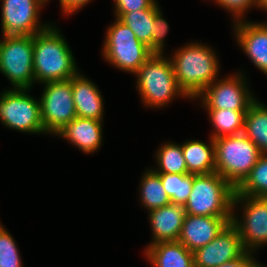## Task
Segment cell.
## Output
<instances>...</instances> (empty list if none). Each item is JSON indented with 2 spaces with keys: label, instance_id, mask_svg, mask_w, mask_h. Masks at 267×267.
Wrapping results in <instances>:
<instances>
[{
  "label": "cell",
  "instance_id": "obj_1",
  "mask_svg": "<svg viewBox=\"0 0 267 267\" xmlns=\"http://www.w3.org/2000/svg\"><path fill=\"white\" fill-rule=\"evenodd\" d=\"M216 53L206 43L192 41L170 55L178 86L190 100H195L219 78L220 62Z\"/></svg>",
  "mask_w": 267,
  "mask_h": 267
},
{
  "label": "cell",
  "instance_id": "obj_2",
  "mask_svg": "<svg viewBox=\"0 0 267 267\" xmlns=\"http://www.w3.org/2000/svg\"><path fill=\"white\" fill-rule=\"evenodd\" d=\"M35 83L71 79L79 72L76 59L63 33L51 23L33 35Z\"/></svg>",
  "mask_w": 267,
  "mask_h": 267
},
{
  "label": "cell",
  "instance_id": "obj_3",
  "mask_svg": "<svg viewBox=\"0 0 267 267\" xmlns=\"http://www.w3.org/2000/svg\"><path fill=\"white\" fill-rule=\"evenodd\" d=\"M168 55L153 54L134 74L143 106L165 108L176 97L189 98L179 88L172 61Z\"/></svg>",
  "mask_w": 267,
  "mask_h": 267
},
{
  "label": "cell",
  "instance_id": "obj_4",
  "mask_svg": "<svg viewBox=\"0 0 267 267\" xmlns=\"http://www.w3.org/2000/svg\"><path fill=\"white\" fill-rule=\"evenodd\" d=\"M235 188L217 172L193 174V186L184 205L185 214L232 216Z\"/></svg>",
  "mask_w": 267,
  "mask_h": 267
},
{
  "label": "cell",
  "instance_id": "obj_5",
  "mask_svg": "<svg viewBox=\"0 0 267 267\" xmlns=\"http://www.w3.org/2000/svg\"><path fill=\"white\" fill-rule=\"evenodd\" d=\"M213 140L215 172L236 188L250 173L262 153L243 133Z\"/></svg>",
  "mask_w": 267,
  "mask_h": 267
},
{
  "label": "cell",
  "instance_id": "obj_6",
  "mask_svg": "<svg viewBox=\"0 0 267 267\" xmlns=\"http://www.w3.org/2000/svg\"><path fill=\"white\" fill-rule=\"evenodd\" d=\"M115 19L105 30L103 59L114 68L134 75L153 53L128 26Z\"/></svg>",
  "mask_w": 267,
  "mask_h": 267
},
{
  "label": "cell",
  "instance_id": "obj_7",
  "mask_svg": "<svg viewBox=\"0 0 267 267\" xmlns=\"http://www.w3.org/2000/svg\"><path fill=\"white\" fill-rule=\"evenodd\" d=\"M31 89H4L0 94V121L4 127L22 133L42 134L44 131L40 102Z\"/></svg>",
  "mask_w": 267,
  "mask_h": 267
},
{
  "label": "cell",
  "instance_id": "obj_8",
  "mask_svg": "<svg viewBox=\"0 0 267 267\" xmlns=\"http://www.w3.org/2000/svg\"><path fill=\"white\" fill-rule=\"evenodd\" d=\"M33 36H2L0 41V72L12 89H32Z\"/></svg>",
  "mask_w": 267,
  "mask_h": 267
},
{
  "label": "cell",
  "instance_id": "obj_9",
  "mask_svg": "<svg viewBox=\"0 0 267 267\" xmlns=\"http://www.w3.org/2000/svg\"><path fill=\"white\" fill-rule=\"evenodd\" d=\"M238 207L243 212L240 218L235 211ZM232 223L239 231L245 251L255 254L267 244V198L234 195Z\"/></svg>",
  "mask_w": 267,
  "mask_h": 267
},
{
  "label": "cell",
  "instance_id": "obj_10",
  "mask_svg": "<svg viewBox=\"0 0 267 267\" xmlns=\"http://www.w3.org/2000/svg\"><path fill=\"white\" fill-rule=\"evenodd\" d=\"M242 72L216 79L195 98V101L201 100L200 106L204 109L247 111L256 97L250 91L246 74Z\"/></svg>",
  "mask_w": 267,
  "mask_h": 267
},
{
  "label": "cell",
  "instance_id": "obj_11",
  "mask_svg": "<svg viewBox=\"0 0 267 267\" xmlns=\"http://www.w3.org/2000/svg\"><path fill=\"white\" fill-rule=\"evenodd\" d=\"M42 85L44 89L39 102L44 131L55 136L77 117L72 95V78Z\"/></svg>",
  "mask_w": 267,
  "mask_h": 267
},
{
  "label": "cell",
  "instance_id": "obj_12",
  "mask_svg": "<svg viewBox=\"0 0 267 267\" xmlns=\"http://www.w3.org/2000/svg\"><path fill=\"white\" fill-rule=\"evenodd\" d=\"M2 36H33L51 23H41L39 0H0Z\"/></svg>",
  "mask_w": 267,
  "mask_h": 267
},
{
  "label": "cell",
  "instance_id": "obj_13",
  "mask_svg": "<svg viewBox=\"0 0 267 267\" xmlns=\"http://www.w3.org/2000/svg\"><path fill=\"white\" fill-rule=\"evenodd\" d=\"M237 227L229 222L207 245L193 252L195 267H218L245 253Z\"/></svg>",
  "mask_w": 267,
  "mask_h": 267
},
{
  "label": "cell",
  "instance_id": "obj_14",
  "mask_svg": "<svg viewBox=\"0 0 267 267\" xmlns=\"http://www.w3.org/2000/svg\"><path fill=\"white\" fill-rule=\"evenodd\" d=\"M234 38L250 61L267 77V22H233Z\"/></svg>",
  "mask_w": 267,
  "mask_h": 267
},
{
  "label": "cell",
  "instance_id": "obj_15",
  "mask_svg": "<svg viewBox=\"0 0 267 267\" xmlns=\"http://www.w3.org/2000/svg\"><path fill=\"white\" fill-rule=\"evenodd\" d=\"M229 222H232V216L185 214L178 241L194 252L216 238Z\"/></svg>",
  "mask_w": 267,
  "mask_h": 267
},
{
  "label": "cell",
  "instance_id": "obj_16",
  "mask_svg": "<svg viewBox=\"0 0 267 267\" xmlns=\"http://www.w3.org/2000/svg\"><path fill=\"white\" fill-rule=\"evenodd\" d=\"M103 121L94 119L74 118L56 135L67 140L84 154H93L98 151L103 142Z\"/></svg>",
  "mask_w": 267,
  "mask_h": 267
},
{
  "label": "cell",
  "instance_id": "obj_17",
  "mask_svg": "<svg viewBox=\"0 0 267 267\" xmlns=\"http://www.w3.org/2000/svg\"><path fill=\"white\" fill-rule=\"evenodd\" d=\"M152 239L147 246L168 241H178L185 216L184 205L172 204L148 212Z\"/></svg>",
  "mask_w": 267,
  "mask_h": 267
},
{
  "label": "cell",
  "instance_id": "obj_18",
  "mask_svg": "<svg viewBox=\"0 0 267 267\" xmlns=\"http://www.w3.org/2000/svg\"><path fill=\"white\" fill-rule=\"evenodd\" d=\"M96 83L85 77L80 71L72 77V95L76 116L103 121V96Z\"/></svg>",
  "mask_w": 267,
  "mask_h": 267
},
{
  "label": "cell",
  "instance_id": "obj_19",
  "mask_svg": "<svg viewBox=\"0 0 267 267\" xmlns=\"http://www.w3.org/2000/svg\"><path fill=\"white\" fill-rule=\"evenodd\" d=\"M152 267H195L193 252L179 241L158 242L144 249Z\"/></svg>",
  "mask_w": 267,
  "mask_h": 267
},
{
  "label": "cell",
  "instance_id": "obj_20",
  "mask_svg": "<svg viewBox=\"0 0 267 267\" xmlns=\"http://www.w3.org/2000/svg\"><path fill=\"white\" fill-rule=\"evenodd\" d=\"M208 144L201 140L182 142V151L189 174H210L215 172V144L209 137Z\"/></svg>",
  "mask_w": 267,
  "mask_h": 267
},
{
  "label": "cell",
  "instance_id": "obj_21",
  "mask_svg": "<svg viewBox=\"0 0 267 267\" xmlns=\"http://www.w3.org/2000/svg\"><path fill=\"white\" fill-rule=\"evenodd\" d=\"M262 154H267V106L256 99L248 108L242 132Z\"/></svg>",
  "mask_w": 267,
  "mask_h": 267
},
{
  "label": "cell",
  "instance_id": "obj_22",
  "mask_svg": "<svg viewBox=\"0 0 267 267\" xmlns=\"http://www.w3.org/2000/svg\"><path fill=\"white\" fill-rule=\"evenodd\" d=\"M214 128L209 137L217 139L223 136L238 135L243 132L247 111L231 109H205Z\"/></svg>",
  "mask_w": 267,
  "mask_h": 267
},
{
  "label": "cell",
  "instance_id": "obj_23",
  "mask_svg": "<svg viewBox=\"0 0 267 267\" xmlns=\"http://www.w3.org/2000/svg\"><path fill=\"white\" fill-rule=\"evenodd\" d=\"M160 8L158 1H156L148 9L124 13L119 18V20L128 26L134 32L137 39L144 43L151 52L154 16Z\"/></svg>",
  "mask_w": 267,
  "mask_h": 267
},
{
  "label": "cell",
  "instance_id": "obj_24",
  "mask_svg": "<svg viewBox=\"0 0 267 267\" xmlns=\"http://www.w3.org/2000/svg\"><path fill=\"white\" fill-rule=\"evenodd\" d=\"M138 192H140L139 201L148 212L171 203L160 176L150 168L145 169L143 175H141Z\"/></svg>",
  "mask_w": 267,
  "mask_h": 267
},
{
  "label": "cell",
  "instance_id": "obj_25",
  "mask_svg": "<svg viewBox=\"0 0 267 267\" xmlns=\"http://www.w3.org/2000/svg\"><path fill=\"white\" fill-rule=\"evenodd\" d=\"M157 167L151 168L155 173L188 174L182 145L174 142H165L155 153Z\"/></svg>",
  "mask_w": 267,
  "mask_h": 267
},
{
  "label": "cell",
  "instance_id": "obj_26",
  "mask_svg": "<svg viewBox=\"0 0 267 267\" xmlns=\"http://www.w3.org/2000/svg\"><path fill=\"white\" fill-rule=\"evenodd\" d=\"M234 195L267 198V154H262L250 173L235 188Z\"/></svg>",
  "mask_w": 267,
  "mask_h": 267
},
{
  "label": "cell",
  "instance_id": "obj_27",
  "mask_svg": "<svg viewBox=\"0 0 267 267\" xmlns=\"http://www.w3.org/2000/svg\"><path fill=\"white\" fill-rule=\"evenodd\" d=\"M172 204L185 205L193 186V174L157 173Z\"/></svg>",
  "mask_w": 267,
  "mask_h": 267
},
{
  "label": "cell",
  "instance_id": "obj_28",
  "mask_svg": "<svg viewBox=\"0 0 267 267\" xmlns=\"http://www.w3.org/2000/svg\"><path fill=\"white\" fill-rule=\"evenodd\" d=\"M20 251L14 237L1 225L0 227V267H23Z\"/></svg>",
  "mask_w": 267,
  "mask_h": 267
},
{
  "label": "cell",
  "instance_id": "obj_29",
  "mask_svg": "<svg viewBox=\"0 0 267 267\" xmlns=\"http://www.w3.org/2000/svg\"><path fill=\"white\" fill-rule=\"evenodd\" d=\"M160 8L154 16V29L152 36V53L153 54H164L165 52V36L169 31V24L164 18ZM165 46V47H164Z\"/></svg>",
  "mask_w": 267,
  "mask_h": 267
},
{
  "label": "cell",
  "instance_id": "obj_30",
  "mask_svg": "<svg viewBox=\"0 0 267 267\" xmlns=\"http://www.w3.org/2000/svg\"><path fill=\"white\" fill-rule=\"evenodd\" d=\"M219 5L222 9L228 11L231 18H234L232 22L238 20H244L245 14L253 9L257 8L258 0H212ZM253 7V8H252ZM251 8V9H250Z\"/></svg>",
  "mask_w": 267,
  "mask_h": 267
},
{
  "label": "cell",
  "instance_id": "obj_31",
  "mask_svg": "<svg viewBox=\"0 0 267 267\" xmlns=\"http://www.w3.org/2000/svg\"><path fill=\"white\" fill-rule=\"evenodd\" d=\"M157 0H114V15L119 19L124 13L148 9Z\"/></svg>",
  "mask_w": 267,
  "mask_h": 267
},
{
  "label": "cell",
  "instance_id": "obj_32",
  "mask_svg": "<svg viewBox=\"0 0 267 267\" xmlns=\"http://www.w3.org/2000/svg\"><path fill=\"white\" fill-rule=\"evenodd\" d=\"M254 255V253L245 252L236 260L224 263L218 267H262V264L256 260L257 257L255 258Z\"/></svg>",
  "mask_w": 267,
  "mask_h": 267
},
{
  "label": "cell",
  "instance_id": "obj_33",
  "mask_svg": "<svg viewBox=\"0 0 267 267\" xmlns=\"http://www.w3.org/2000/svg\"><path fill=\"white\" fill-rule=\"evenodd\" d=\"M92 0H59L63 15L72 16L78 13L83 7L88 5Z\"/></svg>",
  "mask_w": 267,
  "mask_h": 267
},
{
  "label": "cell",
  "instance_id": "obj_34",
  "mask_svg": "<svg viewBox=\"0 0 267 267\" xmlns=\"http://www.w3.org/2000/svg\"><path fill=\"white\" fill-rule=\"evenodd\" d=\"M267 11V0H258L257 9Z\"/></svg>",
  "mask_w": 267,
  "mask_h": 267
},
{
  "label": "cell",
  "instance_id": "obj_35",
  "mask_svg": "<svg viewBox=\"0 0 267 267\" xmlns=\"http://www.w3.org/2000/svg\"><path fill=\"white\" fill-rule=\"evenodd\" d=\"M44 6L47 5V2H49L50 0H39Z\"/></svg>",
  "mask_w": 267,
  "mask_h": 267
}]
</instances>
